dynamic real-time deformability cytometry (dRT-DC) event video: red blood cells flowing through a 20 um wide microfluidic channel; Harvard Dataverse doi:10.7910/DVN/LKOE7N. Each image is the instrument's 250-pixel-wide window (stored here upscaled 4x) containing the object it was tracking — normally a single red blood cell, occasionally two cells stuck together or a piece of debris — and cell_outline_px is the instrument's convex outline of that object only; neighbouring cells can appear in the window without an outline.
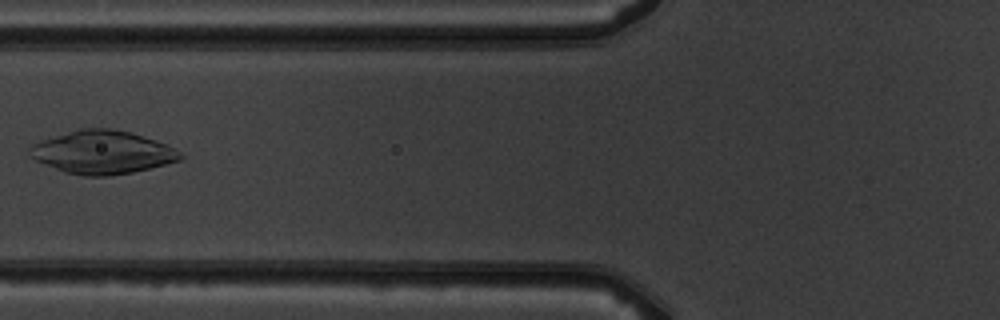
{"species": "common noctule bat (a hibernating species)", "species_latin": "Nyctalus noctula", "temperature_condition": "warm", "stored_images_in_passage": 6, "camera_frame_rate_fps": 3000, "um_per_image_px": 0.085, "animal": {"sex": "male", "body_mass_g": 19.5, "forearm_length_mm": 54.6}, "frame": {"image": 1, "passage_image": 6, "time_ms": 5.667, "image_size_px": [1000, 320], "cell_outline_px": [[184, 156], [180, 160], [132, 172], [108, 176], [84, 176], [64, 172], [36, 160], [28, 156], [28, 148], [32, 144], [80, 128], [108, 128], [132, 132], [156, 140], [176, 148]], "centroid_in_image_um": [8.71, 12.94], "position_along_channel_um": 117.1, "area_um2": 37.69}}